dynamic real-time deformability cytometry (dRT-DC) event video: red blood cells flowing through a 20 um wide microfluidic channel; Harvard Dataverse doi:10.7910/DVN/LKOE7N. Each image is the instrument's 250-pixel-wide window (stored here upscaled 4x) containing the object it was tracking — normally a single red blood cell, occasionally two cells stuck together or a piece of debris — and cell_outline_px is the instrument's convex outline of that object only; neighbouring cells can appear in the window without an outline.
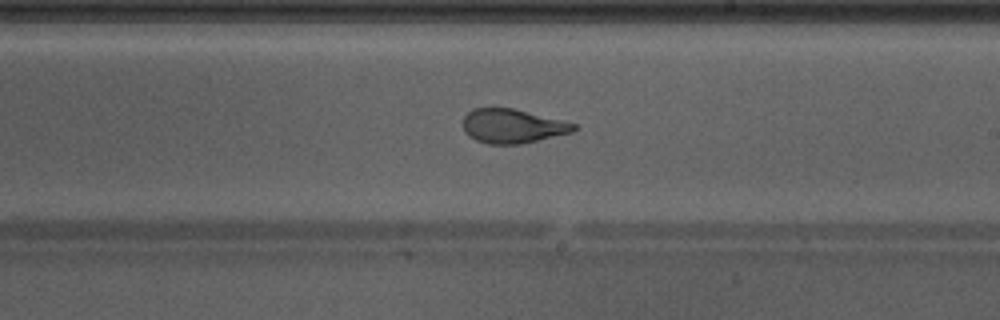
{"species": "Egyptian fruit bat (a non-hibernating species)", "species_latin": "Rousettus aegyptiacus", "temperature_condition": "warm", "stored_images_in_passage": 47, "camera_frame_rate_fps": 3000, "um_per_image_px": 0.085, "animal": {"sex": "male"}, "frame": {"image": 1, "passage_image": 27, "time_ms": 8.667, "image_size_px": [1000, 320], "cell_outline_px": [[580, 128], [572, 132], [520, 144], [488, 144], [476, 140], [468, 136], [464, 132], [464, 116], [472, 108], [512, 108], [564, 120], [576, 124]], "centroid_in_image_um": [43.57, 10.71], "position_along_channel_um": 245.4, "area_um2": 22.08}, "authors_computed_cell_mechanics": {"area_um2": 24.9118, "velocity_mm_per_s": 4.2822, "shape_relaxation_time_tau1_ms": 4.867, "shape_relaxation_time_tau2_ms": 0.6575, "deformation_change_tau1": 0.2161, "deformation_change_tau2": 0.0785}}